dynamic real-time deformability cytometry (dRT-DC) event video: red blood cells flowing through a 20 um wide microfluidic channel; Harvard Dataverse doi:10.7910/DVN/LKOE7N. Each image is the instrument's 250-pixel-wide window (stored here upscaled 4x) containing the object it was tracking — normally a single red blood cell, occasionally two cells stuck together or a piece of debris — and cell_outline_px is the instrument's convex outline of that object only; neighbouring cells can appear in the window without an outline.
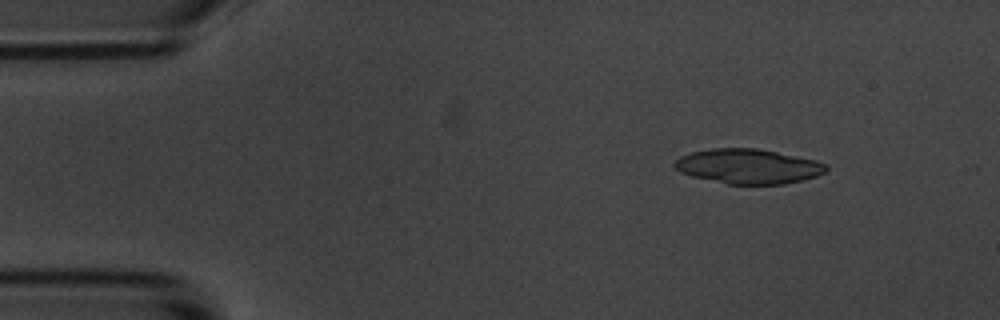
{"species": "common noctule bat (a hibernating species)", "species_latin": "Nyctalus noctula", "temperature_condition": "room temperature", "stored_images_in_passage": 4, "camera_frame_rate_fps": 3000, "um_per_image_px": 0.085, "animal": {"sex": "male", "body_mass_g": 20.1, "forearm_length_mm": 53.5}, "frame": {"image": 1, "passage_image": 2, "time_ms": 1.0, "image_size_px": [1000, 320], "cell_outline_px": [[828, 168], [824, 172], [816, 176], [784, 184], [728, 184], [692, 176], [680, 172], [672, 164], [680, 156], [692, 152], [712, 148], [756, 148], [816, 160], [828, 164]], "centroid_in_image_um": [63.59, 14.13], "position_along_channel_um": 21.4, "area_um2": 30.52}}